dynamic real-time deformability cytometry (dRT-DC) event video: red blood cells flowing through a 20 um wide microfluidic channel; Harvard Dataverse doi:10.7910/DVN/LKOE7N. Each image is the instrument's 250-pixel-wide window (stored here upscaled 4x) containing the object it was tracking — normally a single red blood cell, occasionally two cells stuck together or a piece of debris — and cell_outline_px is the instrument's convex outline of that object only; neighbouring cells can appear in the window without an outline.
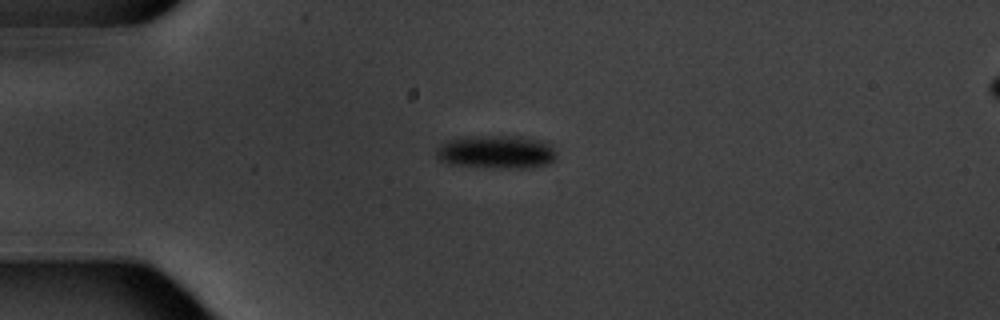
{"species": "common noctule bat (a hibernating species)", "species_latin": "Nyctalus noctula", "temperature_condition": "warm", "stored_images_in_passage": 12, "camera_frame_rate_fps": 3000, "um_per_image_px": 0.085, "animal": {"sex": "male", "body_mass_g": 20.1, "forearm_length_mm": 53.5}, "frame": {"image": 1, "passage_image": 1, "time_ms": 0.0, "image_size_px": [1000, 320], "cell_outline_px": [[556, 156], [548, 164], [520, 168], [448, 164], [440, 160], [436, 156], [436, 148], [440, 144], [448, 140], [472, 136], [520, 136], [544, 140], [552, 144], [556, 152]], "centroid_in_image_um": [42.21, 12.89], "position_along_channel_um": 42.8, "area_um2": 23.18}}
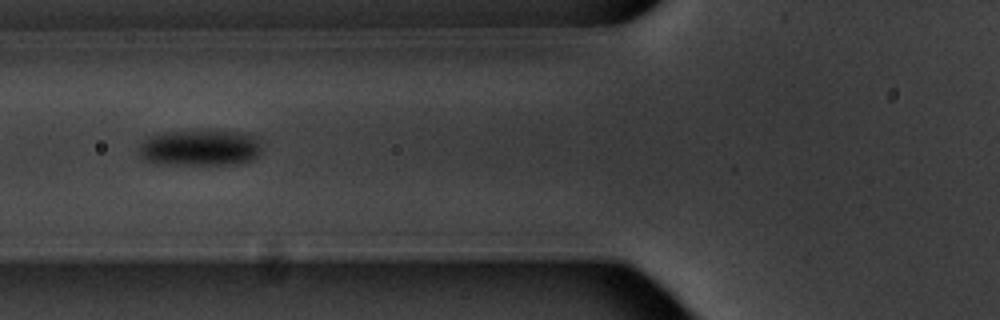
{"frame": {"image": 2, "passage_image": 3, "time_ms": 2.667, "image_size_px": [1000, 320], "cell_outline_px": [[260, 152], [252, 160], [240, 164], [156, 164], [144, 160], [140, 156], [136, 148], [148, 136], [160, 132], [200, 128], [204, 128], [240, 132], [256, 136], [260, 144]], "centroid_in_image_um": [16.95, 12.52], "position_along_channel_um": 108.8, "area_um2": 27.05}}
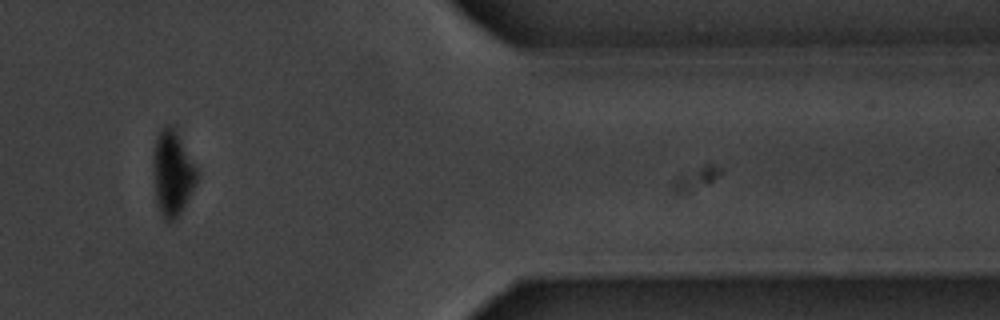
{"frame": {"image": 3, "passage_image": 10, "time_ms": 11.667, "image_size_px": [1000, 320], "cell_outline_px": [[196, 184], [176, 220], [168, 224], [160, 212], [156, 200], [152, 172], [152, 152], [160, 128], [164, 124], [168, 124], [176, 132], [196, 168]], "centroid_in_image_um": [14.6, 14.75], "position_along_channel_um": 396.8, "area_um2": 21.56}, "authors_computed_cell_mechanics": {"area_um2": 24.3049, "velocity_mm_per_s": 3.4886, "shape_relaxation_time_tau1_ms": 2.9307, "shape_relaxation_time_tau2_ms": null, "deformation_change_tau1": 0.0857, "deformation_change_tau2": null}}